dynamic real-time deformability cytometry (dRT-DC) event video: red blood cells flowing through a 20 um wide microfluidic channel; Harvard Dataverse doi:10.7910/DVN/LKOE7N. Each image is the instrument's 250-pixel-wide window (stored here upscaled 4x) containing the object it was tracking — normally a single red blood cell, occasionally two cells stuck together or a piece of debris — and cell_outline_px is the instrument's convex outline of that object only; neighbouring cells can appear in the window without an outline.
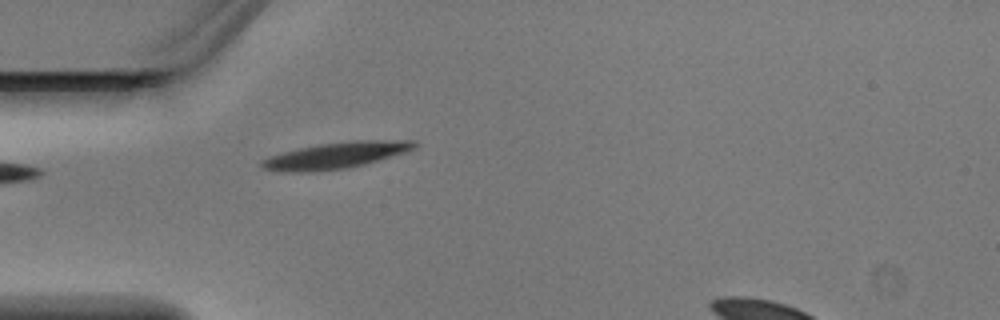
{"species": "Egyptian fruit bat (a non-hibernating species)", "species_latin": "Rousettus aegyptiacus", "temperature_condition": "warm", "stored_images_in_passage": 3, "camera_frame_rate_fps": 3000, "um_per_image_px": 0.085, "animal": {"sex": "male"}, "frame": {"image": 1, "passage_image": 3, "time_ms": 0.667, "image_size_px": [1000, 320], "cell_outline_px": [[420, 144], [416, 148], [404, 152], [364, 164], [348, 168], [312, 172], [284, 172], [264, 168], [260, 164], [260, 160], [268, 156], [300, 148], [320, 144], [352, 140], [416, 140]], "centroid_in_image_um": [28.57, 13.2], "position_along_channel_um": 56.4, "area_um2": 23.41}}